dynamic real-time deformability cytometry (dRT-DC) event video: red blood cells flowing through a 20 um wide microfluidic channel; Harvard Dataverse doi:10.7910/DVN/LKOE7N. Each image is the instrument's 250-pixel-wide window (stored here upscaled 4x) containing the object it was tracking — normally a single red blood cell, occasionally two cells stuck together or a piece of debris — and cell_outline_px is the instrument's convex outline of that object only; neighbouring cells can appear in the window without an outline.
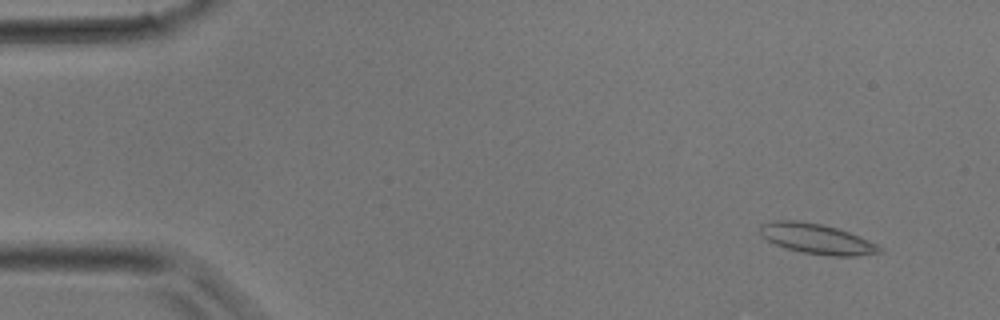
{"species": "common noctule bat (a hibernating species)", "species_latin": "Nyctalus noctula", "temperature_condition": "room temperature", "stored_images_in_passage": 7, "camera_frame_rate_fps": 3000, "um_per_image_px": 0.085, "animal": {"sex": "male", "body_mass_g": 17.9}, "frame": {"image": 1, "passage_image": 3, "time_ms": 0.667, "image_size_px": [1000, 320], "cell_outline_px": [[884, 252], [856, 256], [832, 256], [804, 252], [784, 248], [768, 240], [760, 232], [760, 224], [772, 220], [796, 220], [820, 224], [836, 228], [848, 232], [868, 240], [884, 248]], "centroid_in_image_um": [69.44, 20.3], "position_along_channel_um": 15.6, "area_um2": 20.87}}